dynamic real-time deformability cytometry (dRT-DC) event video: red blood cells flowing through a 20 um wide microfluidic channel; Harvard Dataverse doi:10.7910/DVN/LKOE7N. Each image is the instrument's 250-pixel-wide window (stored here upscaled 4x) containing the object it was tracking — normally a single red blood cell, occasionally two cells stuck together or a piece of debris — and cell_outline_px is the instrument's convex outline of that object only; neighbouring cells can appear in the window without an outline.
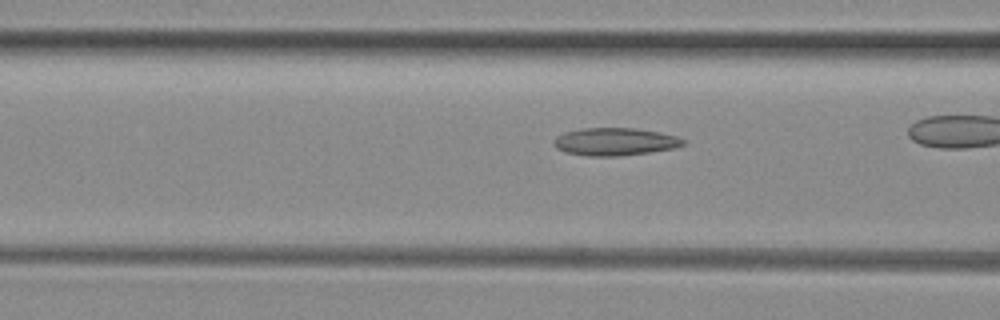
{"species": "common noctule bat (a hibernating species)", "species_latin": "Nyctalus noctula", "temperature_condition": "room temperature", "stored_images_in_passage": 14, "camera_frame_rate_fps": 3000, "um_per_image_px": 0.085, "animal": {"sex": "female", "body_mass_g": 29.2, "forearm_length_mm": 56.3}, "frame": {"image": 1, "passage_image": 6, "time_ms": 1.667, "image_size_px": [1000, 320], "cell_outline_px": [[684, 144], [672, 148], [648, 152], [616, 156], [588, 156], [564, 152], [556, 148], [552, 144], [552, 140], [556, 136], [564, 132], [584, 128], [636, 128], [660, 132], [676, 136], [684, 140]], "centroid_in_image_um": [52.19, 12.04], "position_along_channel_um": 114.4, "area_um2": 20.81}}